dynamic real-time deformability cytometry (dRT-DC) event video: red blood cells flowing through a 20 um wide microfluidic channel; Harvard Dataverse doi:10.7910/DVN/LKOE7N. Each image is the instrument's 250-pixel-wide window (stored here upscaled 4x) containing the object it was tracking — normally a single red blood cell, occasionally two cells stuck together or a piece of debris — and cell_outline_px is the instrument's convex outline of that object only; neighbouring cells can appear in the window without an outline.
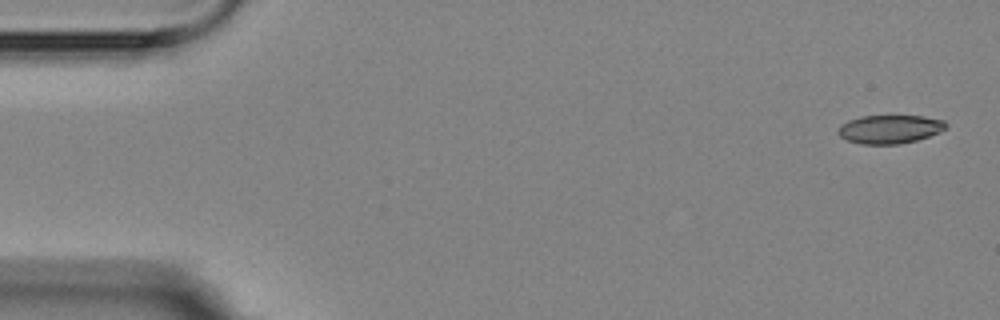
{"species": "Egyptian fruit bat (a non-hibernating species)", "species_latin": "Rousettus aegyptiacus", "temperature_condition": "room temperature", "stored_images_in_passage": 5, "camera_frame_rate_fps": 3000, "um_per_image_px": 0.085, "animal": {"sex": "female"}, "frame": {"image": 1, "passage_image": 1, "time_ms": 0.0, "image_size_px": [1000, 320], "cell_outline_px": [[948, 128], [940, 132], [916, 140], [900, 144], [860, 144], [848, 140], [840, 136], [836, 132], [840, 124], [848, 120], [860, 116], [924, 116], [944, 120], [948, 124]], "centroid_in_image_um": [75.63, 10.97], "position_along_channel_um": 9.4, "area_um2": 18.09}}
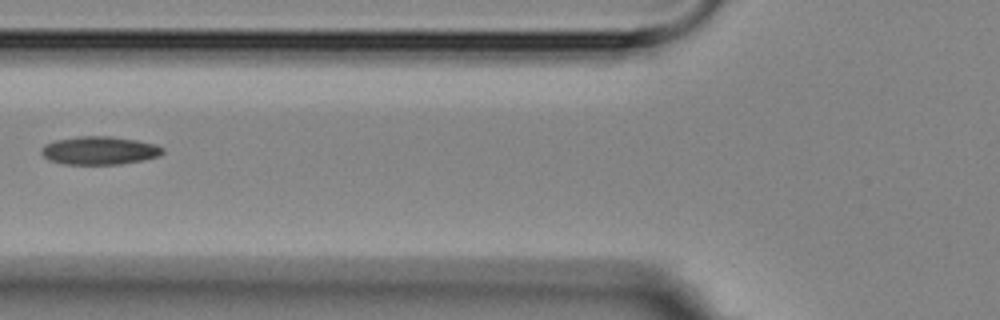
{"frame": {"image": 2, "passage_image": 4, "time_ms": 6.333, "image_size_px": [1000, 320], "cell_outline_px": [[164, 152], [160, 156], [120, 164], [64, 164], [48, 160], [40, 152], [40, 148], [44, 144], [56, 140], [80, 136], [108, 136], [136, 140], [156, 144], [164, 148]], "centroid_in_image_um": [8.43, 12.79], "position_along_channel_um": 117.4, "area_um2": 19.94}}
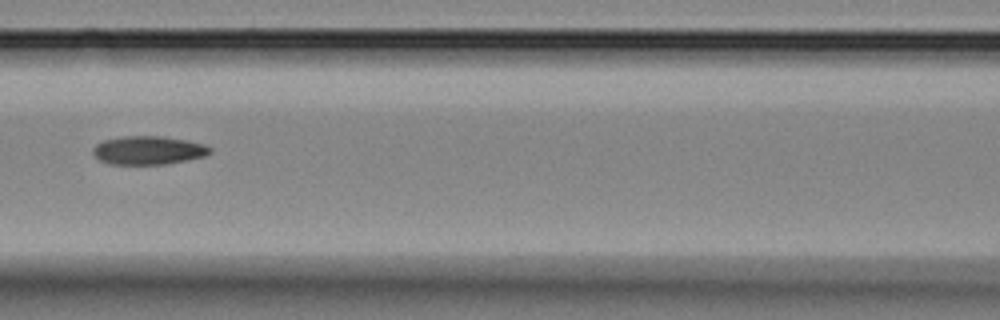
{"frame": {"image": 3, "passage_image": 5, "time_ms": 7.333, "image_size_px": [1000, 320], "cell_outline_px": [[212, 152], [204, 156], [188, 160], [164, 164], [108, 164], [100, 160], [92, 152], [92, 148], [96, 144], [104, 140], [124, 136], [160, 136], [188, 140], [204, 144], [212, 148]], "centroid_in_image_um": [12.62, 12.77], "position_along_channel_um": 154.0, "area_um2": 19.48}}